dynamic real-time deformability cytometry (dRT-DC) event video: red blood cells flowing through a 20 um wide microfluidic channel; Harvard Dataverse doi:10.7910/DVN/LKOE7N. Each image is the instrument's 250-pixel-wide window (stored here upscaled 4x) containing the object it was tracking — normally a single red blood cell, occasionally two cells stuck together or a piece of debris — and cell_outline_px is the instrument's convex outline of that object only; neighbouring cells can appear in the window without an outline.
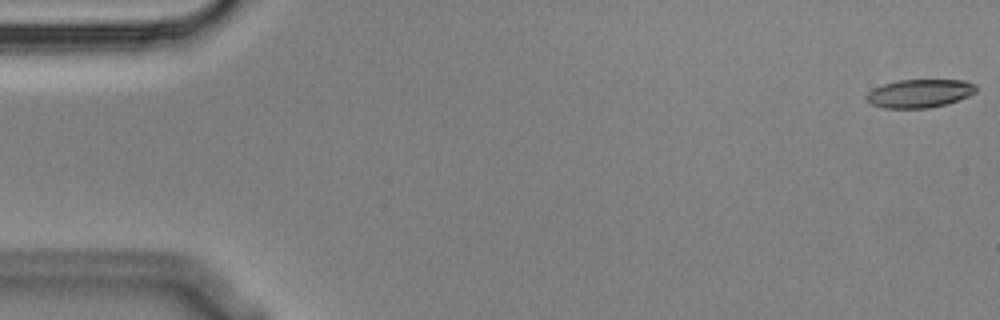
{"species": "Egyptian fruit bat (a non-hibernating species)", "species_latin": "Rousettus aegyptiacus", "temperature_condition": "cold", "stored_images_in_passage": 5, "camera_frame_rate_fps": 3000, "um_per_image_px": 0.085, "animal": {"sex": "male"}, "frame": {"image": 1, "passage_image": 1, "time_ms": 0.0, "image_size_px": [1000, 320], "cell_outline_px": [[976, 92], [968, 96], [944, 104], [928, 108], [884, 108], [872, 104], [864, 100], [864, 96], [872, 88], [884, 84], [900, 80], [964, 80], [976, 84]], "centroid_in_image_um": [78.12, 7.93], "position_along_channel_um": 6.9, "area_um2": 18.09}}